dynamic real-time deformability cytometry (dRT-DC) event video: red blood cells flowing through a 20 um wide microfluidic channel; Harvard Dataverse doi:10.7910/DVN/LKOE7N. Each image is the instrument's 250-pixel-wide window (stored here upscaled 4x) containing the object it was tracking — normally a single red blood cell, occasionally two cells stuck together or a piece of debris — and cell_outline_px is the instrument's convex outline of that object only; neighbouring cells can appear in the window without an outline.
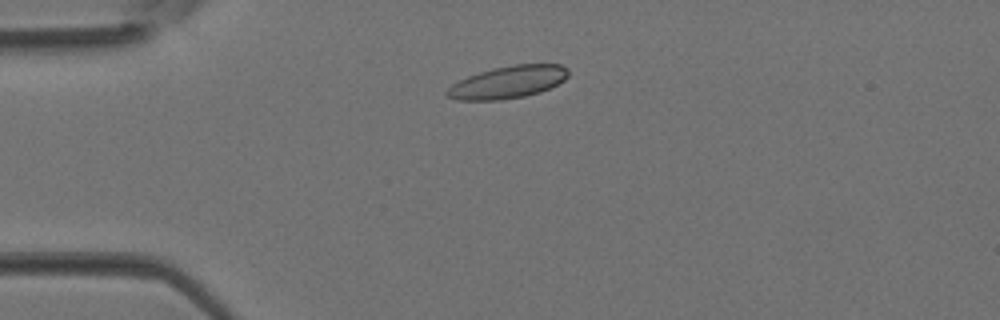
{"species": "Egyptian fruit bat (a non-hibernating species)", "species_latin": "Rousettus aegyptiacus", "temperature_condition": "room temperature", "stored_images_in_passage": 2, "camera_frame_rate_fps": 3000, "um_per_image_px": 0.085, "animal": {"sex": "female"}, "frame": {"image": 1, "passage_image": 2, "time_ms": 0.333, "image_size_px": [1000, 320], "cell_outline_px": [[568, 76], [564, 80], [540, 92], [524, 96], [500, 100], [456, 100], [448, 96], [444, 92], [452, 84], [468, 76], [480, 72], [496, 68], [516, 64], [560, 64], [568, 68]], "centroid_in_image_um": [43.17, 6.98], "position_along_channel_um": 41.8, "area_um2": 22.66}}